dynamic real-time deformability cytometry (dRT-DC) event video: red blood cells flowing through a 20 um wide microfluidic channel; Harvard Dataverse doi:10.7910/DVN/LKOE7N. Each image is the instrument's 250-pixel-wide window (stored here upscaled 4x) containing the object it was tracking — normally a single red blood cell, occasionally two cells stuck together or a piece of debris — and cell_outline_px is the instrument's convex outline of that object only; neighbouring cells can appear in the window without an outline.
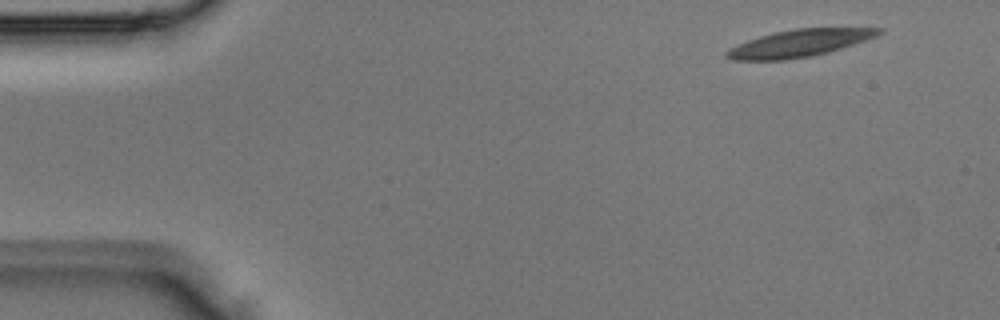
{"species": "Egyptian fruit bat (a non-hibernating species)", "species_latin": "Rousettus aegyptiacus", "temperature_condition": "room temperature", "stored_images_in_passage": 3, "camera_frame_rate_fps": 3000, "um_per_image_px": 0.085, "animal": {"sex": "male"}, "frame": {"image": 1, "passage_image": 1, "time_ms": 0.0, "image_size_px": [1000, 320], "cell_outline_px": [[884, 32], [868, 40], [828, 52], [812, 56], [784, 60], [732, 60], [724, 56], [724, 52], [748, 40], [772, 32], [796, 28], [884, 28]], "centroid_in_image_um": [67.97, 3.67], "position_along_channel_um": 17.0, "area_um2": 24.1}}